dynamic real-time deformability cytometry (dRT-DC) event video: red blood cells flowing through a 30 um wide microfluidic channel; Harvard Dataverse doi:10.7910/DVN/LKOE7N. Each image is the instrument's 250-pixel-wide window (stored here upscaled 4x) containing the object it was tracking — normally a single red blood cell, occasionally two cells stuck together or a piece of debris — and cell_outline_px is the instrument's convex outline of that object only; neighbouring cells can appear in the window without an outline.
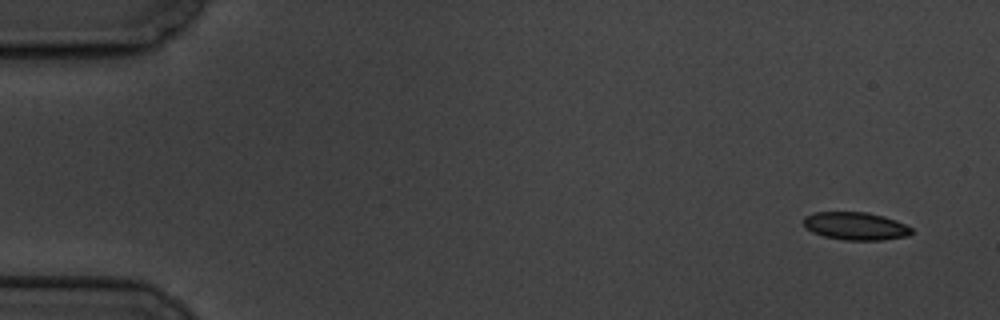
{"species": "common noctule bat (a hibernating species)", "species_latin": "Nyctalus noctula", "temperature_condition": "cold", "stored_images_in_passage": 5, "camera_frame_rate_fps": 3000, "um_per_image_px": 0.085, "animal": {"sex": "male", "body_mass_g": 19.5, "forearm_length_mm": 54.6}, "frame": {"image": 1, "passage_image": 1, "time_ms": 0.0, "image_size_px": [1000, 320], "cell_outline_px": [[912, 232], [908, 236], [880, 240], [844, 240], [824, 236], [812, 232], [804, 224], [804, 216], [816, 212], [868, 212], [884, 216], [896, 220], [912, 228]], "centroid_in_image_um": [72.74, 19.21], "position_along_channel_um": 12.3, "area_um2": 17.46}}
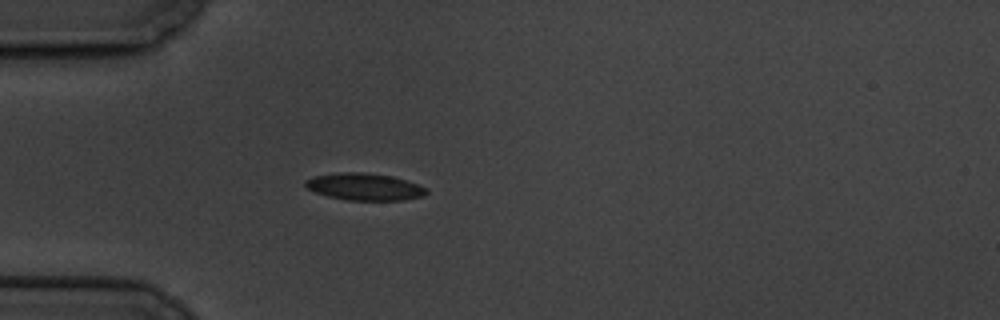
{"frame": {"image": 2, "passage_image": 5, "time_ms": 4.667, "image_size_px": [1000, 320], "cell_outline_px": [[428, 192], [424, 196], [404, 200], [348, 200], [328, 196], [316, 192], [308, 188], [304, 184], [304, 180], [312, 176], [336, 172], [364, 172], [392, 176], [428, 188]], "centroid_in_image_um": [30.97, 15.86], "position_along_channel_um": 54.0, "area_um2": 19.13}}